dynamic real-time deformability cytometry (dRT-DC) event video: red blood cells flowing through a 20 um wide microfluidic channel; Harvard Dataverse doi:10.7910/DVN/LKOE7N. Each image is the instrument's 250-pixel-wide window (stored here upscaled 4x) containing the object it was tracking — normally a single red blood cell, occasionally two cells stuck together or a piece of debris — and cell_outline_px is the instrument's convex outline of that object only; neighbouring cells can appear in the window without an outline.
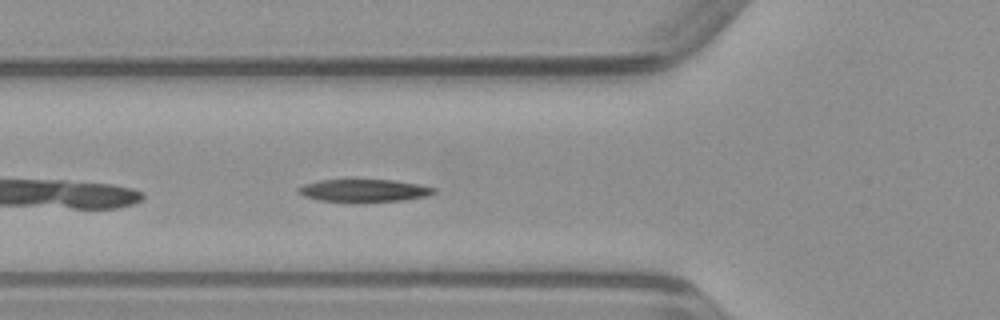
{"species": "common noctule bat (a hibernating species)", "species_latin": "Nyctalus noctula", "temperature_condition": "warm", "stored_images_in_passage": 35, "camera_frame_rate_fps": 3000, "um_per_image_px": 0.085, "animal": {"sex": "male", "body_mass_g": 23.1, "forearm_length_mm": 52.7}, "frame": {"image": 1, "passage_image": 4, "time_ms": 1.0, "image_size_px": [1000, 320], "cell_outline_px": [[436, 192], [428, 196], [404, 200], [320, 200], [304, 196], [296, 188], [304, 184], [320, 180], [392, 180], [420, 184], [436, 188]], "centroid_in_image_um": [30.99, 16.16], "position_along_channel_um": 94.8, "area_um2": 17.17}}
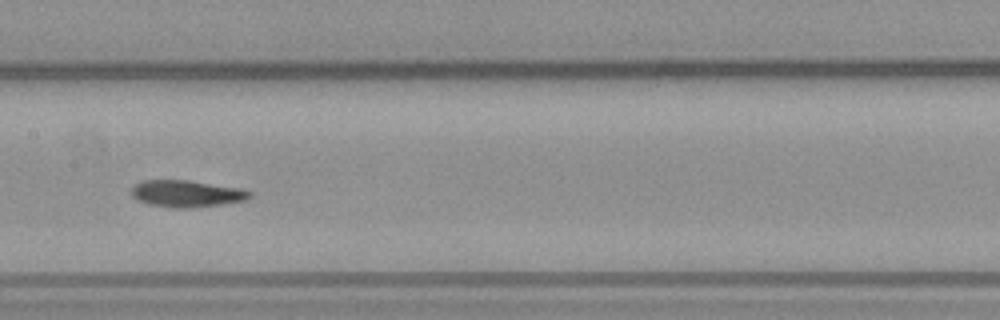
{"frame": {"image": 2, "passage_image": 11, "time_ms": 3.333, "image_size_px": [1000, 320], "cell_outline_px": [[252, 196], [248, 200], [224, 204], [188, 208], [172, 208], [148, 204], [136, 200], [132, 196], [132, 188], [136, 184], [144, 180], [188, 180], [240, 188], [252, 192]], "centroid_in_image_um": [15.88, 16.47], "position_along_channel_um": 191.5, "area_um2": 18.61}}
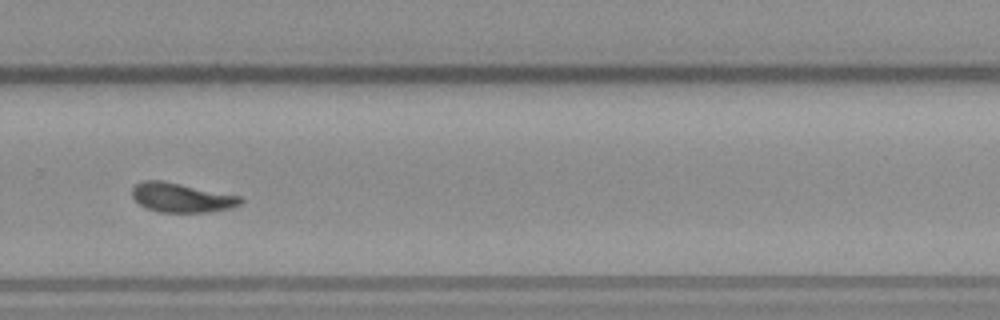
{"frame": {"image": 3, "passage_image": 20, "time_ms": 6.333, "image_size_px": [1000, 320], "cell_outline_px": [[244, 200], [240, 204], [232, 208], [208, 212], [160, 212], [148, 208], [140, 204], [132, 196], [132, 188], [136, 184], [144, 180], [164, 180], [240, 196]], "centroid_in_image_um": [15.44, 16.79], "position_along_channel_um": 314.4, "area_um2": 18.5}}